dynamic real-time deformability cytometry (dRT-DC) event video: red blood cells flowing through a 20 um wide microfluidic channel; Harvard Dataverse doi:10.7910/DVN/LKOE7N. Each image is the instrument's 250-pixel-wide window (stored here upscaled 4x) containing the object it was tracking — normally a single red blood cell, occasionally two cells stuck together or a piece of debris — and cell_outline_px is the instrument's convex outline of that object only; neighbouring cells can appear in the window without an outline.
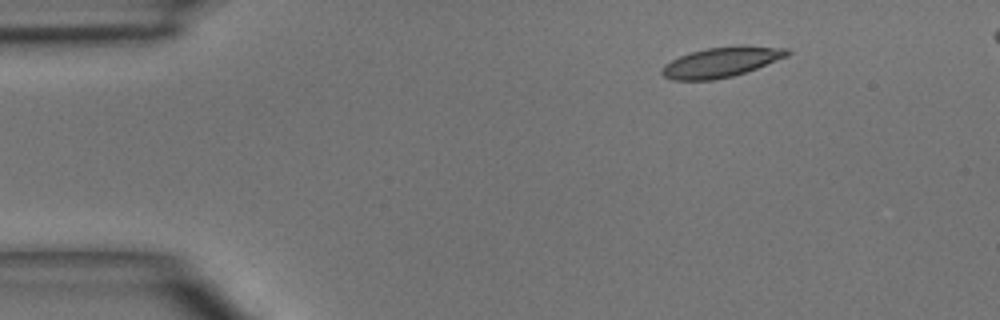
{"species": "common noctule bat (a hibernating species)", "species_latin": "Nyctalus noctula", "temperature_condition": "room temperature", "stored_images_in_passage": 4, "segment_of_instrument_passage": [1, 2], "camera_frame_rate_fps": 3000, "um_per_image_px": 0.085, "animal": {"sex": "male", "body_mass_g": 15.6}, "frame": {"image": 1, "passage_image": 1, "time_ms": 0.0, "image_size_px": [1000, 320], "cell_outline_px": [[792, 52], [788, 56], [756, 68], [732, 76], [712, 80], [672, 80], [664, 76], [660, 72], [664, 64], [680, 56], [692, 52], [708, 48], [740, 44], [788, 48]], "centroid_in_image_um": [61.34, 5.26], "position_along_channel_um": 23.7, "area_um2": 22.02}}